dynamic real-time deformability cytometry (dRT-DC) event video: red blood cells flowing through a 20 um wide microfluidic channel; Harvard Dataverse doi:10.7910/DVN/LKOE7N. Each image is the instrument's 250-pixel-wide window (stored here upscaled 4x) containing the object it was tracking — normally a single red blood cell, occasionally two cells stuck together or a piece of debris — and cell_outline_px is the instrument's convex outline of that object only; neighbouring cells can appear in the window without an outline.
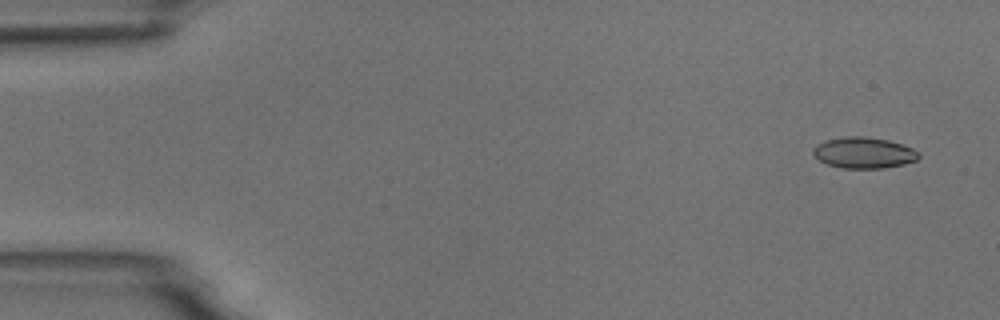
{"species": "common noctule bat (a hibernating species)", "species_latin": "Nyctalus noctula", "temperature_condition": "room temperature", "stored_images_in_passage": 6, "camera_frame_rate_fps": 3000, "um_per_image_px": 0.085, "animal": {"sex": "male", "body_mass_g": 18.8}, "frame": {"image": 1, "passage_image": 1, "time_ms": 0.0, "image_size_px": [1000, 320], "cell_outline_px": [[920, 156], [916, 160], [904, 164], [884, 168], [840, 168], [828, 164], [820, 160], [812, 152], [812, 148], [816, 144], [824, 140], [844, 136], [864, 136], [888, 140], [912, 148], [920, 152]], "centroid_in_image_um": [73.41, 12.98], "position_along_channel_um": 11.6, "area_um2": 19.19}}
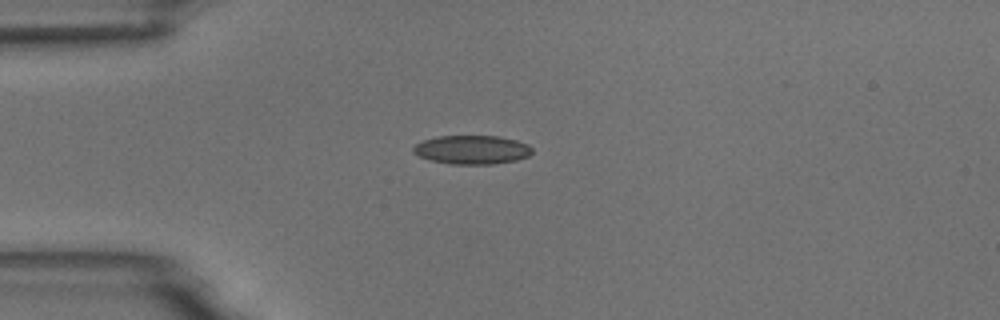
{"frame": {"image": 2, "passage_image": 4, "time_ms": 3.667, "image_size_px": [1000, 320], "cell_outline_px": [[532, 152], [528, 156], [516, 160], [492, 164], [452, 164], [432, 160], [420, 156], [412, 152], [412, 148], [416, 144], [424, 140], [436, 136], [496, 136], [516, 140], [528, 144], [532, 148]], "centroid_in_image_um": [40.12, 12.72], "position_along_channel_um": 44.9, "area_um2": 19.83}}